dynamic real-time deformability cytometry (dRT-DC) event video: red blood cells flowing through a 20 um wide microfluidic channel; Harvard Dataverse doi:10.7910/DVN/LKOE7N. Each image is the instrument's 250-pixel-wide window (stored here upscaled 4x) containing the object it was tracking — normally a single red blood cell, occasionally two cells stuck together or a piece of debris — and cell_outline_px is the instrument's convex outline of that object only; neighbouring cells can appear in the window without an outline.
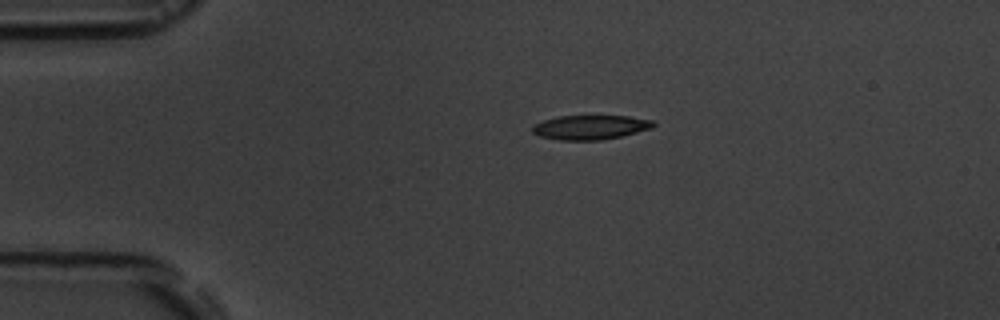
{"species": "common noctule bat (a hibernating species)", "species_latin": "Nyctalus noctula", "temperature_condition": "room temperature", "stored_images_in_passage": 16, "camera_frame_rate_fps": 3000, "um_per_image_px": 0.085, "animal": {"sex": "male", "body_mass_g": 19.5, "forearm_length_mm": 54.6}, "frame": {"image": 1, "passage_image": 3, "time_ms": 2.333, "image_size_px": [1000, 320], "cell_outline_px": [[656, 124], [652, 128], [604, 140], [560, 140], [540, 136], [532, 132], [532, 124], [556, 116], [628, 116], [652, 120]], "centroid_in_image_um": [50.15, 10.82], "position_along_channel_um": 34.8, "area_um2": 17.17}}
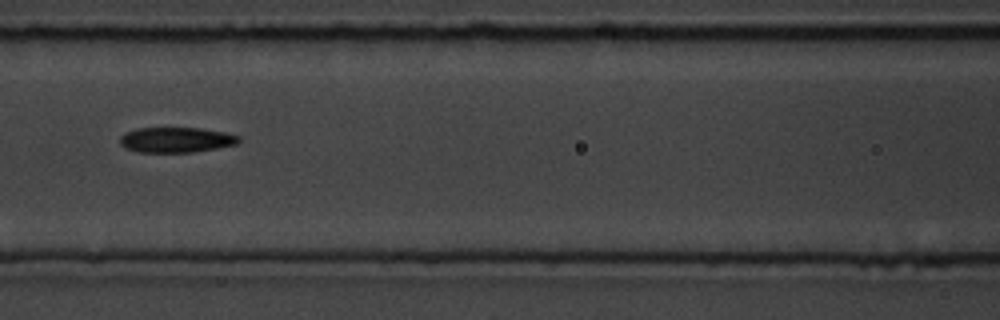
{"frame": {"image": 2, "passage_image": 7, "time_ms": 6.667, "image_size_px": [1000, 320], "cell_outline_px": [[240, 140], [236, 144], [216, 148], [192, 152], [140, 152], [124, 148], [120, 144], [120, 136], [124, 132], [136, 128], [200, 128], [224, 132], [240, 136]], "centroid_in_image_um": [14.93, 11.88], "position_along_channel_um": 151.7, "area_um2": 17.51}}
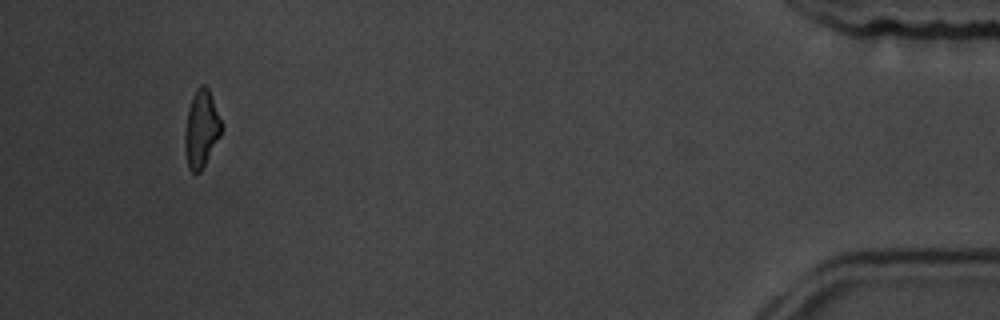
{"frame": {"image": 3, "passage_image": 15, "time_ms": 16.0, "image_size_px": [1000, 320], "cell_outline_px": [[220, 136], [200, 172], [192, 172], [188, 168], [184, 144], [184, 132], [188, 108], [192, 96], [196, 88], [200, 84], [204, 84], [208, 88], [220, 120]], "centroid_in_image_um": [17.07, 10.94], "position_along_channel_um": 418.1, "area_um2": 16.13}, "authors_computed_cell_mechanics": {"area_um2": 17.4845, "velocity_mm_per_s": 3.6462, "shape_relaxation_time_tau1_ms": 6.6923, "shape_relaxation_time_tau2_ms": 6.995, "deformation_change_tau1": 0.1799, "deformation_change_tau2": 0.1577}}